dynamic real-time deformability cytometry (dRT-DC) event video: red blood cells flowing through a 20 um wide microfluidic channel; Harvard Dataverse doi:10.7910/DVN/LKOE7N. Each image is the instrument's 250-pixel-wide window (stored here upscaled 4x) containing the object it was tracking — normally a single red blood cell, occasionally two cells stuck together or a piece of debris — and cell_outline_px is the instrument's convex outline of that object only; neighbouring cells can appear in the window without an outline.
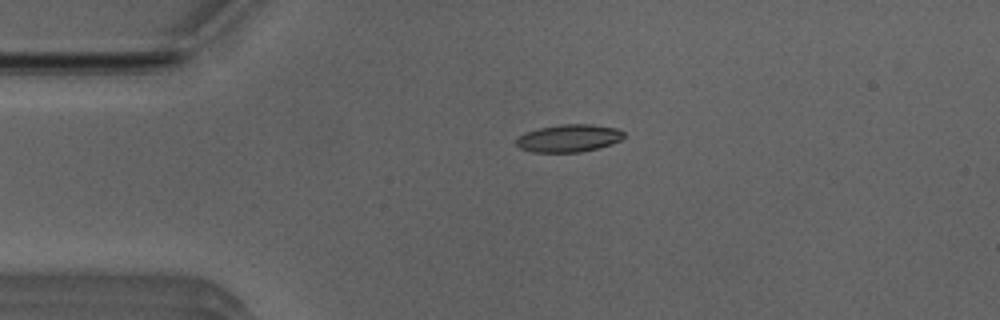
{"species": "Egyptian fruit bat (a non-hibernating species)", "species_latin": "Rousettus aegyptiacus", "temperature_condition": "room temperature", "stored_images_in_passage": 41, "camera_frame_rate_fps": 3000, "um_per_image_px": 0.085, "animal": {"sex": "male"}, "frame": {"image": 1, "passage_image": 1, "time_ms": 0.0, "image_size_px": [1000, 320], "cell_outline_px": [[624, 136], [620, 140], [612, 144], [600, 148], [580, 152], [532, 152], [520, 148], [516, 144], [516, 140], [520, 136], [528, 132], [540, 128], [564, 124], [592, 124], [616, 128], [624, 132]], "centroid_in_image_um": [48.39, 11.75], "position_along_channel_um": 36.6, "area_um2": 17.17}}
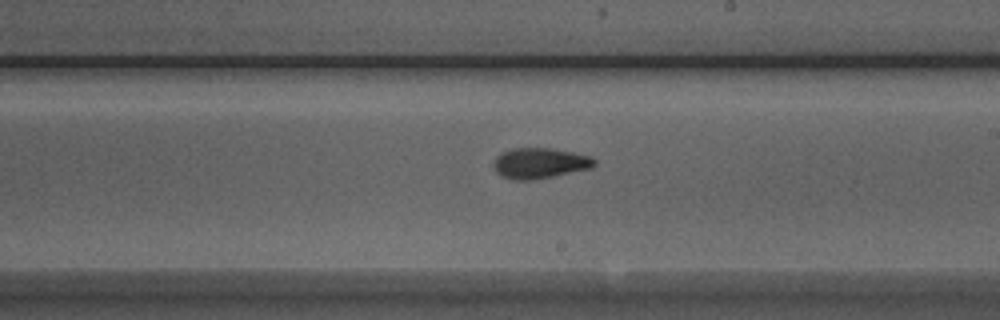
{"frame": {"image": 2, "passage_image": 19, "time_ms": 6.0, "image_size_px": [1000, 320], "cell_outline_px": [[596, 164], [592, 168], [532, 180], [512, 180], [500, 176], [492, 168], [492, 164], [496, 156], [512, 148], [548, 148], [572, 152], [588, 156], [596, 160]], "centroid_in_image_um": [45.83, 13.88], "position_along_channel_um": 243.2, "area_um2": 17.98}}
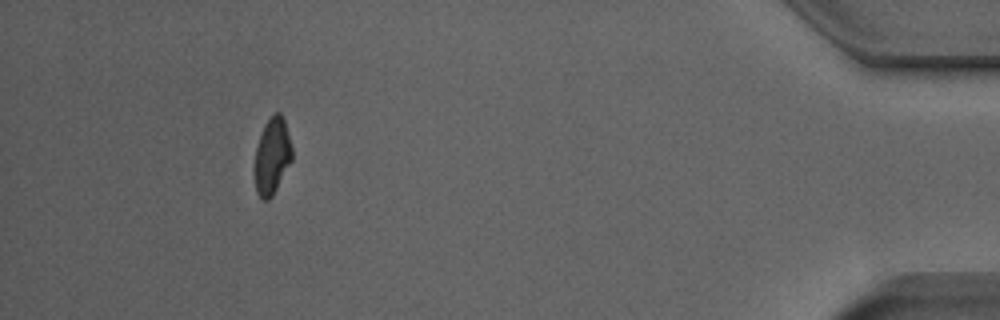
{"frame": {"image": 3, "passage_image": 37, "time_ms": 12.0, "image_size_px": [1000, 320], "cell_outline_px": [[292, 160], [272, 196], [268, 200], [260, 200], [256, 192], [256, 148], [264, 124], [276, 112], [280, 112], [284, 120], [292, 148]], "centroid_in_image_um": [23.14, 13.28], "position_along_channel_um": 412.1, "area_um2": 16.24}, "authors_computed_cell_mechanics": {"area_um2": 17.5134, "velocity_mm_per_s": 3.9514, "shape_relaxation_time_tau1_ms": 3.9523, "shape_relaxation_time_tau2_ms": 1.4449, "deformation_change_tau1": 0.168, "deformation_change_tau2": 0.0778}}